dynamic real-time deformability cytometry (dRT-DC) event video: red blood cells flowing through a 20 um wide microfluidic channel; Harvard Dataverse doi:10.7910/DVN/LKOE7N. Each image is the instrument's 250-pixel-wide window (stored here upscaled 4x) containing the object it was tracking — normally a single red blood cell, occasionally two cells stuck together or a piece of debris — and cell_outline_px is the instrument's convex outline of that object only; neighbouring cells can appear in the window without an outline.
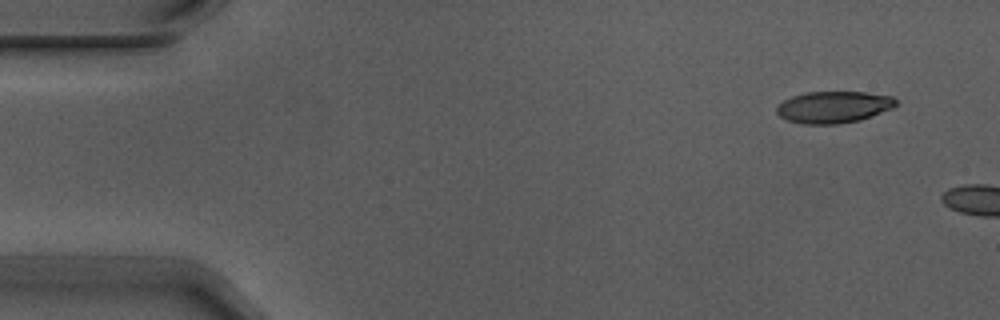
{"species": "Egyptian fruit bat (a non-hibernating species)", "species_latin": "Rousettus aegyptiacus", "temperature_condition": "warm", "stored_images_in_passage": 2, "camera_frame_rate_fps": 3000, "um_per_image_px": 0.085, "animal": {"sex": "male"}, "frame": {"image": 1, "passage_image": 2, "time_ms": 0.333, "image_size_px": [1000, 320], "cell_outline_px": [[900, 104], [892, 108], [860, 120], [836, 124], [804, 124], [788, 120], [780, 116], [776, 112], [776, 108], [784, 100], [792, 96], [804, 92], [864, 92], [892, 96]], "centroid_in_image_um": [70.87, 9.09], "position_along_channel_um": 14.1, "area_um2": 22.02}}